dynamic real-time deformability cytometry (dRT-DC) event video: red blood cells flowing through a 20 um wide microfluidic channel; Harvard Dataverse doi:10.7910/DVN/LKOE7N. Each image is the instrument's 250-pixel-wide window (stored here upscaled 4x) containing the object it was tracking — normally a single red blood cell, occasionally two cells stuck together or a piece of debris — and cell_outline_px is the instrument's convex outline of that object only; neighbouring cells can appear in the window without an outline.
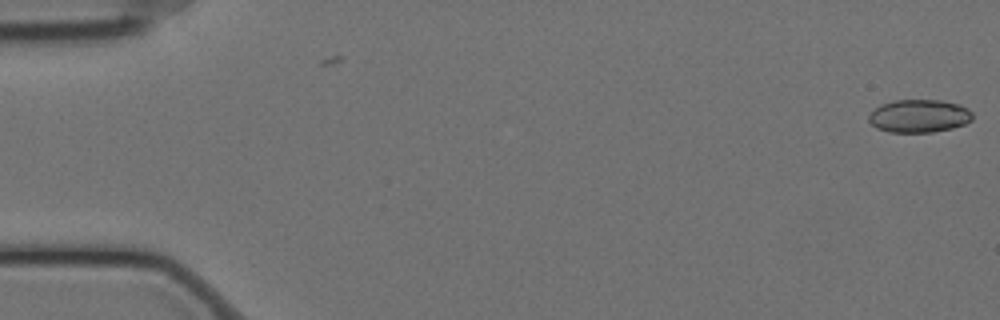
{"species": "Egyptian fruit bat (a non-hibernating species)", "species_latin": "Rousettus aegyptiacus", "temperature_condition": "cold", "stored_images_in_passage": 31, "camera_frame_rate_fps": 3000, "um_per_image_px": 0.085, "animal": {"sex": "female"}, "frame": {"image": 1, "passage_image": 1, "time_ms": 0.0, "image_size_px": [1000, 320], "cell_outline_px": [[972, 120], [964, 124], [952, 128], [932, 132], [888, 132], [876, 128], [868, 120], [868, 116], [880, 104], [896, 100], [940, 100], [960, 104], [968, 108], [972, 112]], "centroid_in_image_um": [78.13, 9.86], "position_along_channel_um": 6.9, "area_um2": 20.0}}
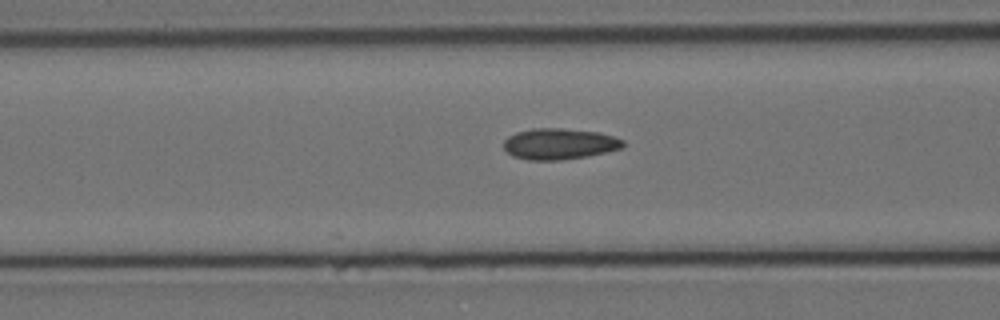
{"frame": {"image": 2, "passage_image": 23, "time_ms": 7.333, "image_size_px": [1000, 320], "cell_outline_px": [[624, 144], [620, 148], [608, 152], [588, 156], [560, 160], [528, 160], [512, 156], [504, 148], [504, 140], [508, 136], [516, 132], [532, 128], [560, 128], [600, 132], [624, 140]], "centroid_in_image_um": [47.53, 12.23], "position_along_channel_um": 119.1, "area_um2": 21.68}}
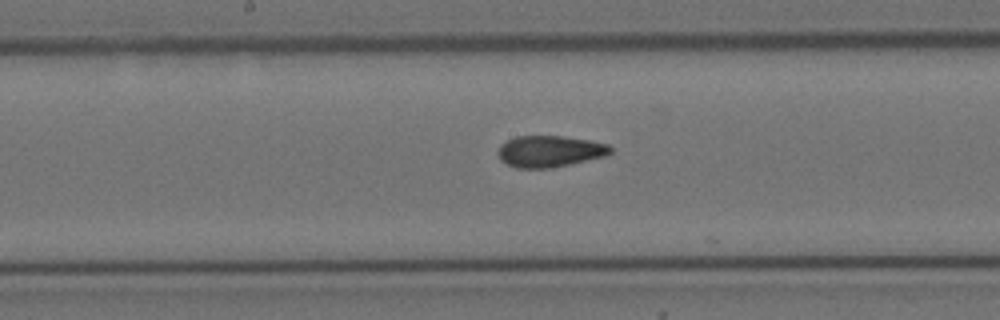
{"frame": {"image": 3, "passage_image": 30, "time_ms": 9.667, "image_size_px": [1000, 320], "cell_outline_px": [[612, 152], [608, 156], [548, 168], [516, 168], [500, 160], [496, 152], [500, 144], [516, 136], [560, 136], [592, 140], [608, 144], [612, 148]], "centroid_in_image_um": [46.73, 12.85], "position_along_channel_um": 201.5, "area_um2": 20.75}}